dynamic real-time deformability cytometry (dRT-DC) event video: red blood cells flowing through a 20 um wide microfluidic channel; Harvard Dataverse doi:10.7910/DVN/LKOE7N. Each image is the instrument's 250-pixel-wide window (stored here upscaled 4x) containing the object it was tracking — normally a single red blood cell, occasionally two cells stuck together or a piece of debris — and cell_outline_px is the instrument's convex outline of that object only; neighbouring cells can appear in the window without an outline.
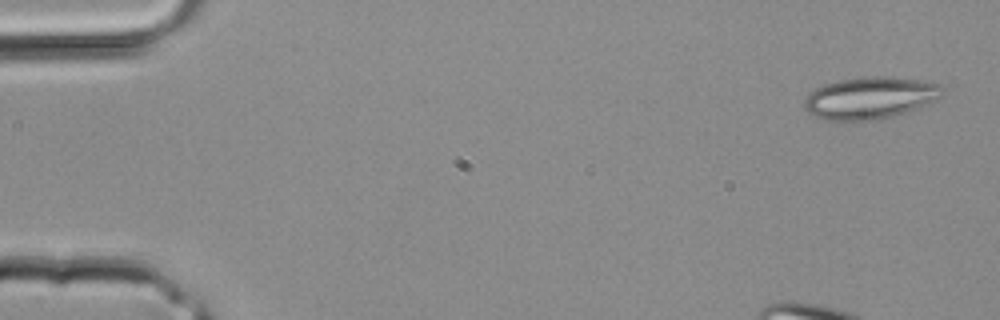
{"species": "common noctule bat (a hibernating species)", "species_latin": "Nyctalus noctula", "temperature_condition": "room temperature", "stored_images_in_passage": 4, "camera_frame_rate_fps": 3000, "um_per_image_px": 0.085, "animal": {"sex": "male", "body_mass_g": 20.4}, "frame": {"image": 1, "passage_image": 1, "time_ms": 0.0, "image_size_px": [1000, 320], "cell_outline_px": [[944, 96], [936, 100], [916, 108], [892, 116], [868, 120], [824, 120], [808, 112], [804, 108], [804, 100], [808, 92], [824, 84], [840, 80], [872, 76], [888, 76], [916, 80], [940, 84], [944, 88]], "centroid_in_image_um": [73.95, 8.31], "position_along_channel_um": 11.1, "area_um2": 33.58}}